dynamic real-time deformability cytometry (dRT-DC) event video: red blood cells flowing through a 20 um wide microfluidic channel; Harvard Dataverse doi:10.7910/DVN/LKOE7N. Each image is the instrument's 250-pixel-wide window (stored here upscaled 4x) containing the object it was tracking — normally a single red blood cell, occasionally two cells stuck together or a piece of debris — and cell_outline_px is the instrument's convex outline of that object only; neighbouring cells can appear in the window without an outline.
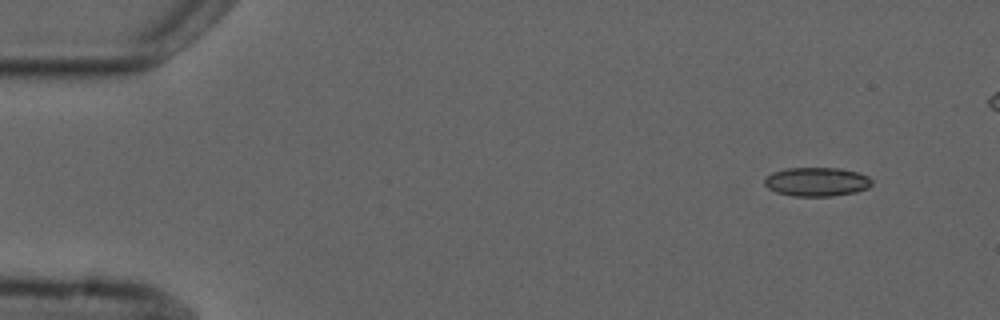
{"species": "common noctule bat (a hibernating species)", "species_latin": "Nyctalus noctula", "temperature_condition": "cold", "stored_images_in_passage": 5, "camera_frame_rate_fps": 3000, "um_per_image_px": 0.085, "animal": {"sex": "male", "forearm_length_mm": 52.5}, "frame": {"image": 1, "passage_image": 1, "time_ms": 0.0, "image_size_px": [1000, 320], "cell_outline_px": [[872, 184], [868, 188], [856, 192], [832, 196], [792, 196], [776, 192], [768, 188], [764, 184], [764, 180], [772, 172], [788, 168], [840, 168], [860, 172], [868, 176], [872, 180]], "centroid_in_image_um": [69.45, 15.45], "position_along_channel_um": 15.6, "area_um2": 18.21}}
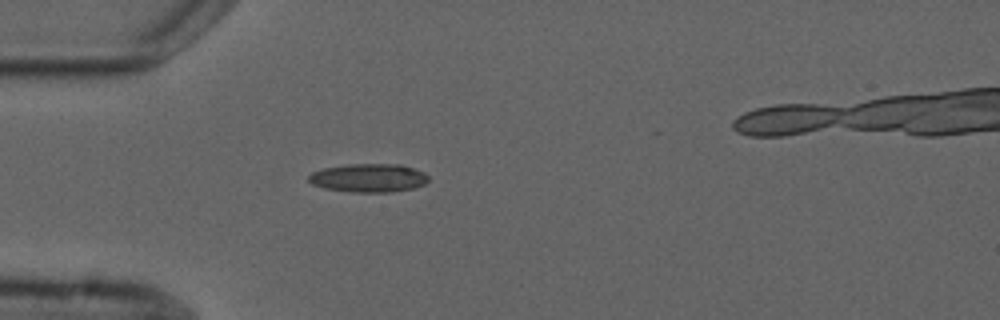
{"frame": {"image": 2, "passage_image": 4, "time_ms": 3.667, "image_size_px": [1000, 320], "cell_outline_px": [[428, 180], [424, 184], [412, 188], [392, 192], [352, 192], [324, 188], [312, 184], [308, 180], [308, 176], [312, 172], [324, 168], [348, 164], [400, 164], [424, 172], [428, 176]], "centroid_in_image_um": [31.32, 15.12], "position_along_channel_um": 53.7, "area_um2": 19.83}}